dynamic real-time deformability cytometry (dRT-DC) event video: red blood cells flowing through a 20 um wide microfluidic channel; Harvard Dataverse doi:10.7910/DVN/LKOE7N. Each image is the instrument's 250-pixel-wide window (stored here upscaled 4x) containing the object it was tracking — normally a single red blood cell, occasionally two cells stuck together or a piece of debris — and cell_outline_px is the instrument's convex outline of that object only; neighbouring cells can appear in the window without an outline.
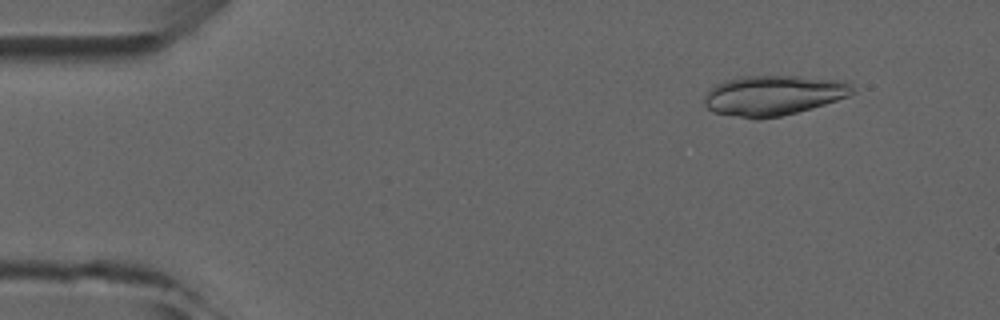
{"species": "common noctule bat (a hibernating species)", "species_latin": "Nyctalus noctula", "temperature_condition": "room temperature", "stored_images_in_passage": 5, "camera_frame_rate_fps": 3000, "um_per_image_px": 0.085, "animal": {"sex": "male", "forearm_length_mm": 52.5}, "frame": {"image": 1, "passage_image": 2, "time_ms": 1.0, "image_size_px": [1000, 320], "cell_outline_px": [[856, 92], [848, 96], [812, 108], [780, 116], [756, 120], [752, 120], [712, 112], [704, 104], [704, 100], [708, 92], [716, 84], [724, 80], [740, 76], [796, 76], [848, 80], [852, 84]], "centroid_in_image_um": [65.76, 8.11], "position_along_channel_um": 19.2, "area_um2": 34.97}}